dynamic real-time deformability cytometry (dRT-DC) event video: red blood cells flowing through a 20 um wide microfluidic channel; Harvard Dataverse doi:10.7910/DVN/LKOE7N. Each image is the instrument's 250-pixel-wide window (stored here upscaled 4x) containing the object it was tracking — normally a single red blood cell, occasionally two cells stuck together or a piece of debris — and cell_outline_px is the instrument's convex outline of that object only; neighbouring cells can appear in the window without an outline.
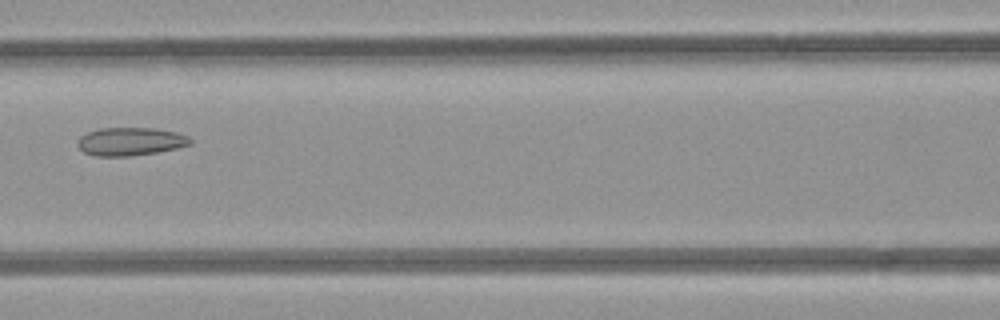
{"species": "common noctule bat (a hibernating species)", "species_latin": "Nyctalus noctula", "temperature_condition": "room temperature", "stored_images_in_passage": 3, "camera_frame_rate_fps": 3000, "um_per_image_px": 0.085, "animal": {"sex": "female", "body_mass_g": 21.9}, "frame": {"image": 1, "passage_image": 3, "time_ms": 2.333, "image_size_px": [1000, 320], "cell_outline_px": [[192, 144], [176, 148], [156, 152], [132, 156], [96, 156], [84, 152], [76, 144], [80, 136], [88, 132], [100, 128], [152, 128], [176, 132], [188, 136], [192, 140]], "centroid_in_image_um": [11.08, 12.03], "position_along_channel_um": 155.5, "area_um2": 18.44}}